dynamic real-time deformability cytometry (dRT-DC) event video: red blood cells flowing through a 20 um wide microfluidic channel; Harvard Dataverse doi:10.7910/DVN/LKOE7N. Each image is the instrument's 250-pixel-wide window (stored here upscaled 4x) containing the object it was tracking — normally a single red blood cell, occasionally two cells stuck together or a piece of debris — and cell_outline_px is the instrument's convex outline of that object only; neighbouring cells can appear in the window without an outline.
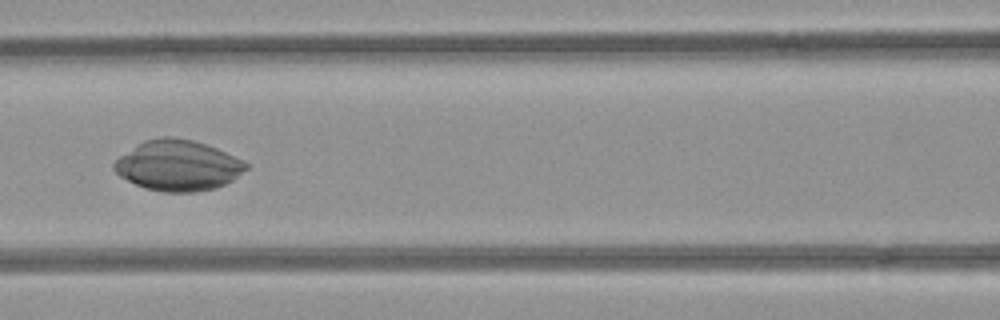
{"species": "common noctule bat (a hibernating species)", "species_latin": "Nyctalus noctula", "temperature_condition": "room temperature", "stored_images_in_passage": 5, "camera_frame_rate_fps": 3000, "um_per_image_px": 0.085, "animal": {"sex": "female", "body_mass_g": 21.9}, "frame": {"image": 1, "passage_image": 4, "time_ms": 1.0, "image_size_px": [1000, 320], "cell_outline_px": [[248, 168], [232, 180], [216, 188], [196, 192], [164, 192], [144, 188], [120, 176], [112, 168], [112, 164], [120, 156], [144, 140], [164, 136], [172, 136], [192, 140], [216, 148], [244, 160], [248, 164]], "centroid_in_image_um": [15.13, 14.07], "position_along_channel_um": 151.5, "area_um2": 38.73}}